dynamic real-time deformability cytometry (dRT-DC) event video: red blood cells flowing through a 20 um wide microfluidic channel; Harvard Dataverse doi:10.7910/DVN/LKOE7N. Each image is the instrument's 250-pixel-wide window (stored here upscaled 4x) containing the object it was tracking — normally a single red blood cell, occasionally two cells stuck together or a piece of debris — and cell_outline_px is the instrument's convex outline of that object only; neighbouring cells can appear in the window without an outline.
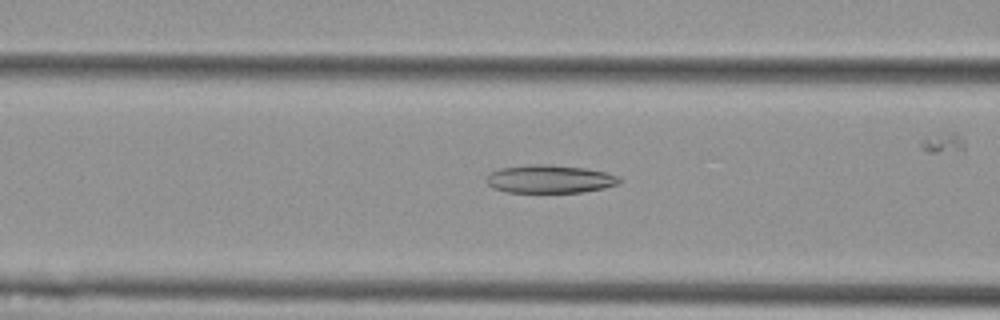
{"species": "Egyptian fruit bat (a non-hibernating species)", "species_latin": "Rousettus aegyptiacus", "temperature_condition": "cold", "stored_images_in_passage": 45, "camera_frame_rate_fps": 3000, "um_per_image_px": 0.085, "animal": {"sex": "female"}, "frame": {"image": 1, "passage_image": 22, "time_ms": 7.0, "image_size_px": [1000, 320], "cell_outline_px": [[620, 184], [604, 188], [580, 192], [508, 192], [492, 188], [484, 180], [492, 172], [500, 168], [528, 164], [548, 164], [584, 168], [604, 172], [620, 176]], "centroid_in_image_um": [46.72, 15.21], "position_along_channel_um": 119.9, "area_um2": 21.79}}
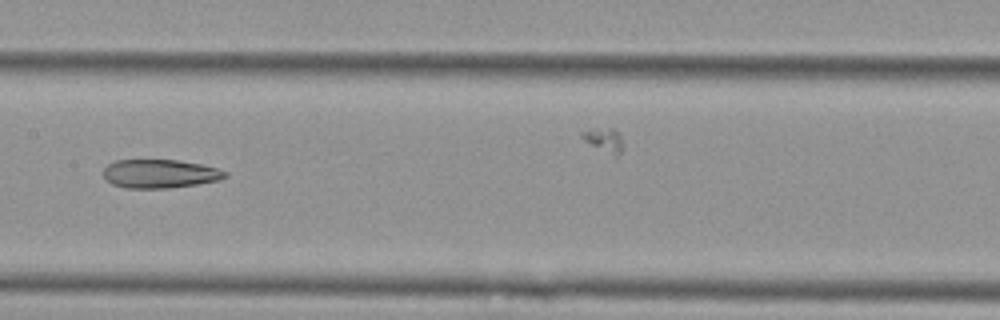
{"frame": {"image": 2, "passage_image": 28, "time_ms": 9.0, "image_size_px": [1000, 320], "cell_outline_px": [[228, 176], [220, 180], [196, 184], [168, 188], [124, 188], [112, 184], [104, 176], [104, 168], [108, 164], [116, 160], [180, 160], [200, 164], [216, 168], [228, 172]], "centroid_in_image_um": [13.6, 14.76], "position_along_channel_um": 193.8, "area_um2": 20.29}}
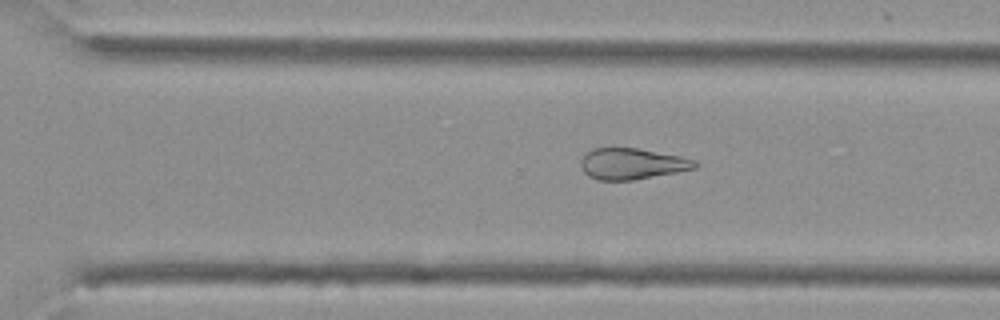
{"frame": {"image": 3, "passage_image": 38, "time_ms": 12.333, "image_size_px": [1000, 320], "cell_outline_px": [[700, 164], [696, 168], [676, 172], [632, 180], [600, 180], [588, 176], [584, 172], [580, 164], [580, 160], [592, 148], [636, 148], [680, 156], [696, 160]], "centroid_in_image_um": [53.73, 13.92], "position_along_channel_um": 316.9, "area_um2": 20.58}}